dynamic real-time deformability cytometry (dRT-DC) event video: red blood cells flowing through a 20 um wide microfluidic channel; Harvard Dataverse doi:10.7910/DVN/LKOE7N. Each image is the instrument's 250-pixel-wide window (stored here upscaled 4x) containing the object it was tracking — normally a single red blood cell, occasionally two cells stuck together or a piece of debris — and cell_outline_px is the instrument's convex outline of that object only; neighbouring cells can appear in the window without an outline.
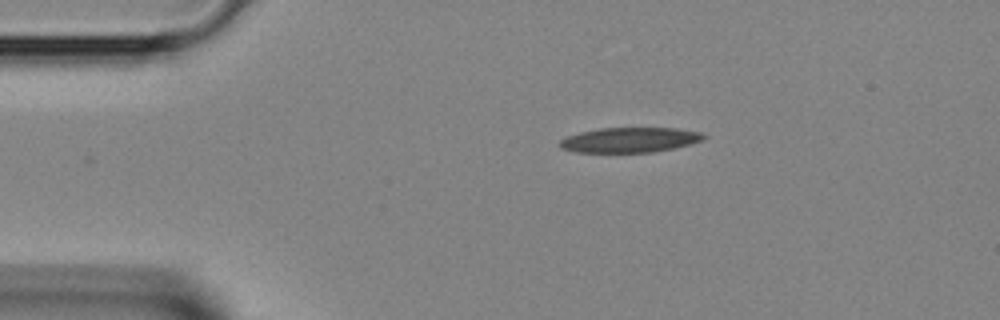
{"species": "Egyptian fruit bat (a non-hibernating species)", "species_latin": "Rousettus aegyptiacus", "temperature_condition": "room temperature", "stored_images_in_passage": 1, "camera_frame_rate_fps": 3000, "um_per_image_px": 0.085, "animal": {"sex": "female"}, "frame": {"image": 1, "passage_image": 1, "time_ms": 0.0, "image_size_px": [1000, 320], "cell_outline_px": [[708, 136], [704, 140], [672, 148], [652, 152], [576, 152], [560, 148], [556, 144], [560, 140], [568, 136], [580, 132], [600, 128], [676, 128], [700, 132]], "centroid_in_image_um": [53.51, 11.89], "position_along_channel_um": 31.5, "area_um2": 20.92}}